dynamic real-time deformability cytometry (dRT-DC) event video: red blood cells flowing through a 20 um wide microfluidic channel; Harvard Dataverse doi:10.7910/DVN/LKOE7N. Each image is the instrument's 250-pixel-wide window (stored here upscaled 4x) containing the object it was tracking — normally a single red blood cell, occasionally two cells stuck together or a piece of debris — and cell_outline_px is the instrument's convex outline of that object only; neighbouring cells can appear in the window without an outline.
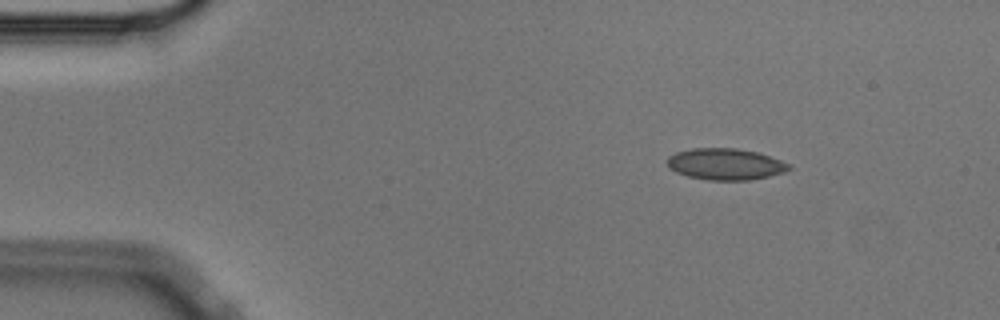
{"species": "Egyptian fruit bat (a non-hibernating species)", "species_latin": "Rousettus aegyptiacus", "temperature_condition": "cold", "stored_images_in_passage": 50, "camera_frame_rate_fps": 3000, "um_per_image_px": 0.085, "animal": {"sex": "male"}, "frame": {"image": 1, "passage_image": 2, "time_ms": 0.333, "image_size_px": [1000, 320], "cell_outline_px": [[792, 168], [784, 172], [768, 176], [748, 180], [708, 180], [688, 176], [676, 172], [668, 168], [664, 160], [668, 156], [676, 152], [692, 148], [736, 148], [756, 152], [780, 160], [788, 164]], "centroid_in_image_um": [61.59, 13.95], "position_along_channel_um": 23.4, "area_um2": 22.31}}
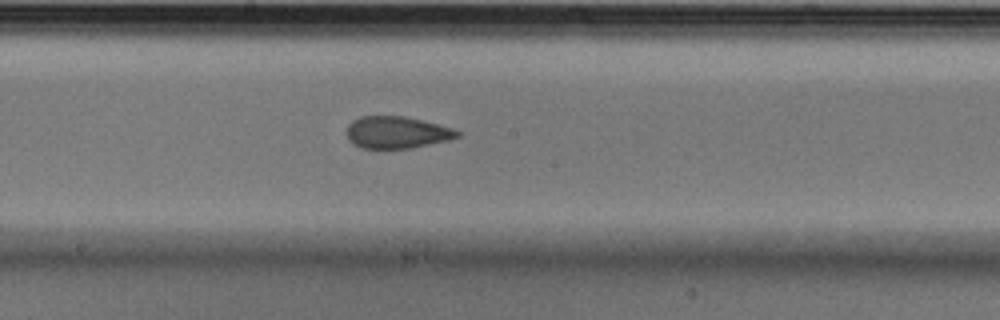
{"frame": {"image": 2, "passage_image": 24, "time_ms": 7.667, "image_size_px": [1000, 320], "cell_outline_px": [[460, 136], [448, 140], [412, 148], [360, 148], [352, 144], [348, 140], [348, 124], [352, 120], [360, 116], [404, 116], [424, 120], [452, 128], [460, 132]], "centroid_in_image_um": [33.72, 11.25], "position_along_channel_um": 214.5, "area_um2": 20.69}}
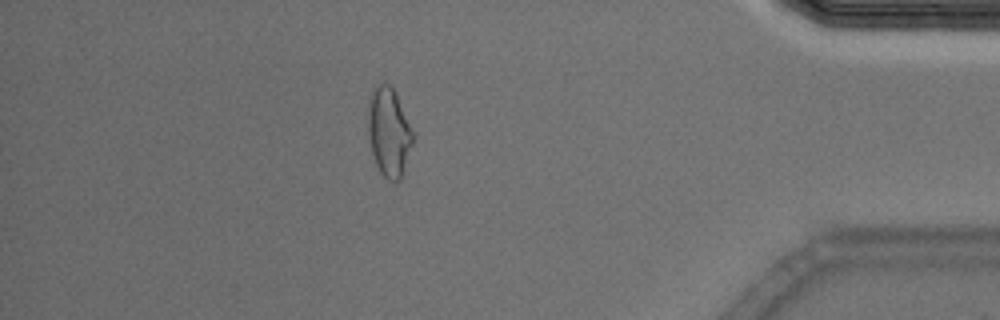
{"frame": {"image": 3, "passage_image": 43, "time_ms": 14.0, "image_size_px": [1000, 320], "cell_outline_px": [[412, 144], [400, 180], [396, 184], [388, 180], [380, 172], [376, 164], [372, 152], [368, 136], [368, 96], [372, 88], [384, 80], [396, 92], [412, 132]], "centroid_in_image_um": [33.01, 11.19], "position_along_channel_um": 402.2, "area_um2": 23.24}, "authors_computed_cell_mechanics": {"area_um2": 21.964, "velocity_mm_per_s": 3.5826, "shape_relaxation_time_tau1_ms": null, "shape_relaxation_time_tau2_ms": 2.0435, "deformation_change_tau1": null, "deformation_change_tau2": 0.0705}}